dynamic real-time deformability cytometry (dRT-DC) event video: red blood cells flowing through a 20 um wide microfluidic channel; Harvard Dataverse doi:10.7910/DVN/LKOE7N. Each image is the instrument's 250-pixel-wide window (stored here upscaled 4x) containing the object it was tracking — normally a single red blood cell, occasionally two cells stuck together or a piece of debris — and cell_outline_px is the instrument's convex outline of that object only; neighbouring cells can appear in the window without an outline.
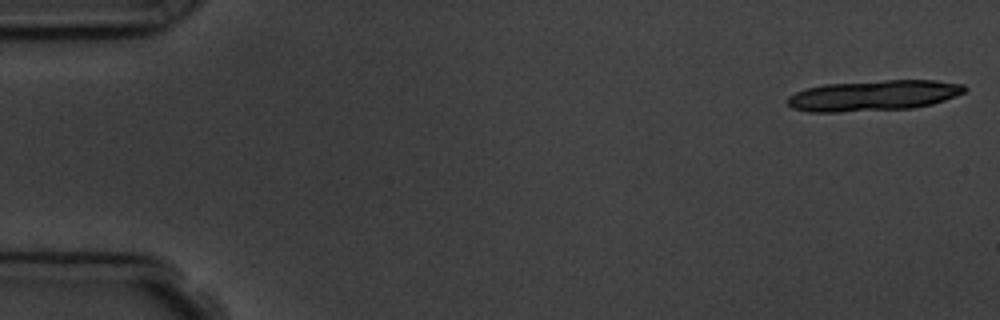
{"species": "common noctule bat (a hibernating species)", "species_latin": "Nyctalus noctula", "temperature_condition": "room temperature", "stored_images_in_passage": 5, "camera_frame_rate_fps": 3000, "um_per_image_px": 0.085, "animal": {"sex": "male", "body_mass_g": 19.5, "forearm_length_mm": 54.6}, "frame": {"image": 1, "passage_image": 1, "time_ms": 0.0, "image_size_px": [1000, 320], "cell_outline_px": [[968, 88], [964, 92], [956, 96], [932, 104], [912, 108], [836, 112], [808, 112], [792, 108], [784, 100], [788, 96], [804, 88], [824, 84], [884, 80], [936, 80], [964, 84]], "centroid_in_image_um": [74.22, 8.11], "position_along_channel_um": 10.8, "area_um2": 31.91}}
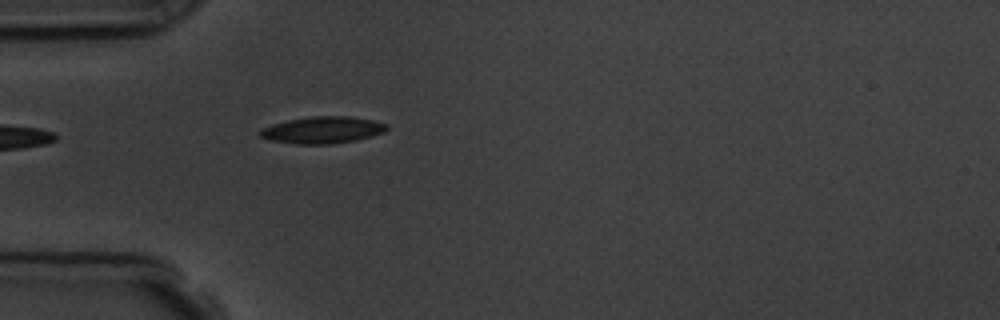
{"frame": {"image": 2, "passage_image": 5, "time_ms": 5.0, "image_size_px": [1000, 320], "cell_outline_px": [[388, 128], [384, 132], [372, 136], [356, 140], [332, 144], [296, 144], [268, 140], [260, 136], [260, 128], [272, 124], [288, 120], [312, 116], [348, 116], [372, 120], [388, 124]], "centroid_in_image_um": [27.41, 11.05], "position_along_channel_um": 57.6, "area_um2": 19.88}}